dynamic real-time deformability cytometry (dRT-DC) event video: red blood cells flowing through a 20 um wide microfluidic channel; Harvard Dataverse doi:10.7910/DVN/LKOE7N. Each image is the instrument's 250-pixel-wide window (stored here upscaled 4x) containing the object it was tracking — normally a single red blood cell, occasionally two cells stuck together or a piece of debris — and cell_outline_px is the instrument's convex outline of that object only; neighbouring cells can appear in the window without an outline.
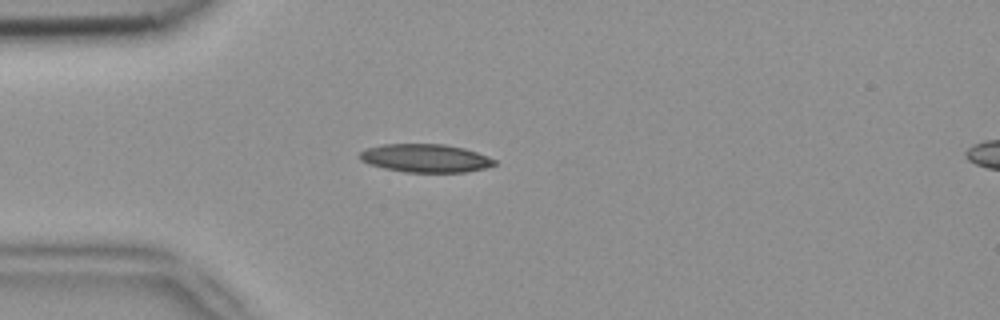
{"species": "common noctule bat (a hibernating species)", "species_latin": "Nyctalus noctula", "temperature_condition": "room temperature", "stored_images_in_passage": 2, "segment_of_instrument_passage": [1, 2], "camera_frame_rate_fps": 3000, "um_per_image_px": 0.085, "animal": {"sex": "female", "body_mass_g": 18.4}, "frame": {"image": 1, "passage_image": 1, "time_ms": 0.0, "image_size_px": [1000, 320], "cell_outline_px": [[496, 164], [484, 168], [464, 172], [404, 172], [384, 168], [368, 164], [360, 160], [360, 152], [364, 148], [384, 144], [444, 144], [464, 148], [488, 156], [496, 160]], "centroid_in_image_um": [36.14, 13.44], "position_along_channel_um": 48.9, "area_um2": 22.2}}